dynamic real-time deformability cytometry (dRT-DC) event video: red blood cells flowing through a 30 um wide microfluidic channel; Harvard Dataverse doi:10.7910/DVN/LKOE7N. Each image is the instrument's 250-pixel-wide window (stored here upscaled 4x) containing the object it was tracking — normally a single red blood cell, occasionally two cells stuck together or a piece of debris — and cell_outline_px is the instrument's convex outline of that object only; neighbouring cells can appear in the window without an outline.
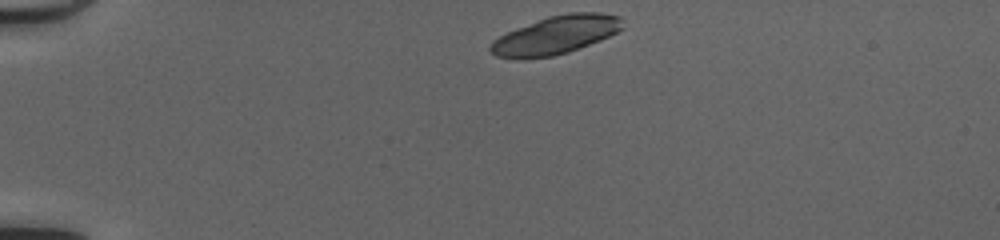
{"species": "common noctule bat (a hibernating species)", "species_latin": "Nyctalus noctula", "temperature_condition": "cold", "stored_images_in_passage": 40, "camera_frame_rate_fps": 3000, "um_per_image_px": 0.085, "animal": {"sex": "female", "body_mass_g": 20.0, "forearm_length_mm": 54.0}, "frame": {"image": 1, "passage_image": 1, "time_ms": 0.0, "image_size_px": [1000, 240], "cell_outline_px": [[624, 28], [600, 40], [568, 52], [552, 56], [524, 60], [516, 60], [496, 56], [488, 48], [492, 40], [516, 28], [548, 16], [572, 12], [600, 12], [620, 16]], "centroid_in_image_um": [47.21, 2.99], "position_along_channel_um": 37.8, "area_um2": 29.59}}